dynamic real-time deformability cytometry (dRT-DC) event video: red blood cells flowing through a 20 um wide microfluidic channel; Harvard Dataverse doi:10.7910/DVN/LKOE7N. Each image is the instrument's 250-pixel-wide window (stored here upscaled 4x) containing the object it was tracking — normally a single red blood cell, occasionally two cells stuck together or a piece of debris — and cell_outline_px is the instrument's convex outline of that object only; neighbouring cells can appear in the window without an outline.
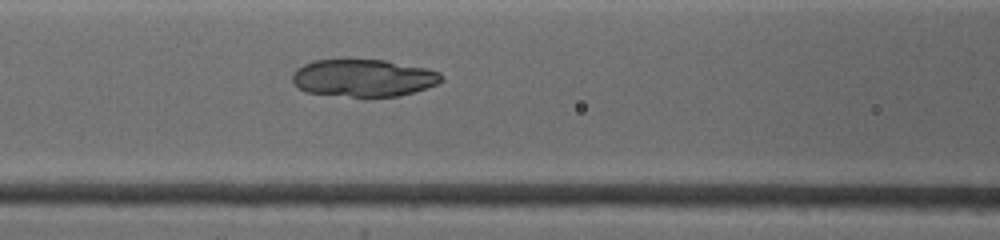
{"species": "common noctule bat (a hibernating species)", "species_latin": "Nyctalus noctula", "temperature_condition": "warm", "stored_images_in_passage": 6, "camera_frame_rate_fps": 4500, "um_per_image_px": 0.085, "animal": {"sex": "female", "body_mass_g": 19.0, "forearm_length_mm": 53.3}, "frame": {"image": 1, "passage_image": 6, "time_ms": 4.222, "image_size_px": [1000, 240], "cell_outline_px": [[444, 80], [436, 84], [400, 96], [368, 100], [304, 92], [292, 80], [292, 72], [296, 68], [304, 64], [316, 60], [384, 60], [424, 68], [440, 72]], "centroid_in_image_um": [30.86, 6.68], "position_along_channel_um": 135.7, "area_um2": 33.18}}